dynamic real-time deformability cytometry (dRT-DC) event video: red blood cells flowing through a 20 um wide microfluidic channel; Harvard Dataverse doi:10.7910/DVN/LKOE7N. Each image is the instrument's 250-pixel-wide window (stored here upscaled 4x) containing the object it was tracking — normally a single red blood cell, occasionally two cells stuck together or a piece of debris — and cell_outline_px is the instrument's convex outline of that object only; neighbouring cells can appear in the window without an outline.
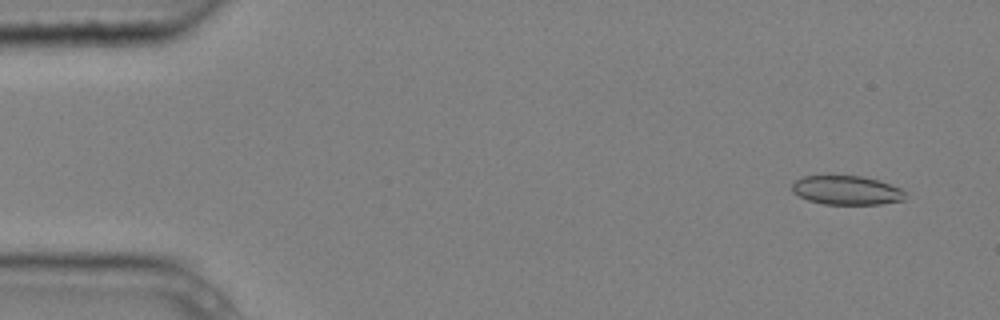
{"species": "common noctule bat (a hibernating species)", "species_latin": "Nyctalus noctula", "temperature_condition": "cold", "stored_images_in_passage": 5, "camera_frame_rate_fps": 3000, "um_per_image_px": 0.085, "animal": {"sex": "male", "body_mass_g": 20.4}, "frame": {"image": 1, "passage_image": 2, "time_ms": 0.333, "image_size_px": [1000, 320], "cell_outline_px": [[908, 196], [904, 200], [880, 204], [824, 204], [808, 200], [792, 192], [792, 184], [796, 180], [804, 176], [860, 176], [876, 180], [900, 188]], "centroid_in_image_um": [71.96, 16.18], "position_along_channel_um": 13.0, "area_um2": 18.96}}
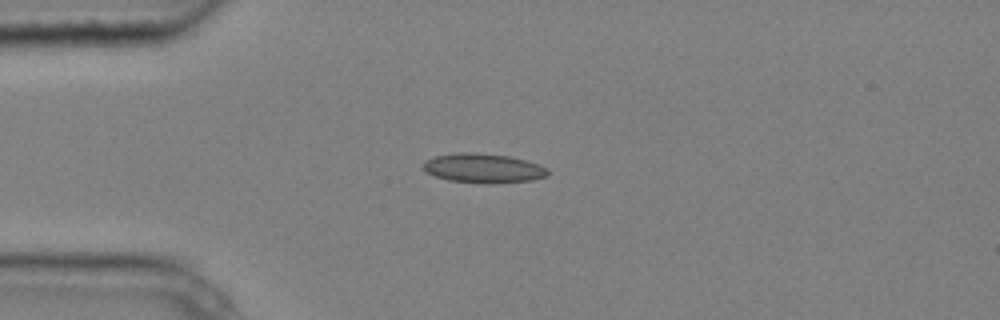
{"frame": {"image": 2, "passage_image": 5, "time_ms": 1.333, "image_size_px": [1000, 320], "cell_outline_px": [[548, 176], [532, 180], [492, 184], [488, 184], [448, 180], [436, 176], [428, 172], [424, 168], [424, 160], [436, 156], [460, 152], [468, 152], [508, 156], [540, 164], [548, 172]], "centroid_in_image_um": [41.09, 14.31], "position_along_channel_um": 43.9, "area_um2": 21.1}}